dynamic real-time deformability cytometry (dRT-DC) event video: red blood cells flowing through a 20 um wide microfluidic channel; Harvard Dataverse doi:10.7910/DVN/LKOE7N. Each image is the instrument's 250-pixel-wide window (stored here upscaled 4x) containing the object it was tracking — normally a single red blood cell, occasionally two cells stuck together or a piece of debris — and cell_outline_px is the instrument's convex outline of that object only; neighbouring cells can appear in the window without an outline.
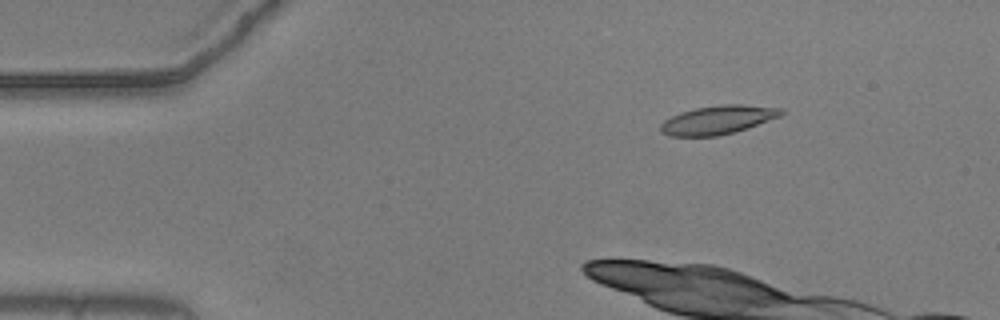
{"species": "common noctule bat (a hibernating species)", "species_latin": "Nyctalus noctula", "temperature_condition": "warm", "stored_images_in_passage": 13, "camera_frame_rate_fps": 3000, "um_per_image_px": 0.085, "animal": {"sex": "male", "body_mass_g": 20.5, "forearm_length_mm": 52.5}, "frame": {"image": 1, "passage_image": 4, "time_ms": 1.0, "image_size_px": [1000, 320], "cell_outline_px": [[788, 112], [780, 116], [748, 128], [736, 132], [716, 136], [668, 136], [660, 132], [660, 124], [664, 120], [680, 112], [696, 108], [720, 104], [744, 104], [784, 108]], "centroid_in_image_um": [61.05, 10.18], "position_along_channel_um": 23.9, "area_um2": 20.46}}